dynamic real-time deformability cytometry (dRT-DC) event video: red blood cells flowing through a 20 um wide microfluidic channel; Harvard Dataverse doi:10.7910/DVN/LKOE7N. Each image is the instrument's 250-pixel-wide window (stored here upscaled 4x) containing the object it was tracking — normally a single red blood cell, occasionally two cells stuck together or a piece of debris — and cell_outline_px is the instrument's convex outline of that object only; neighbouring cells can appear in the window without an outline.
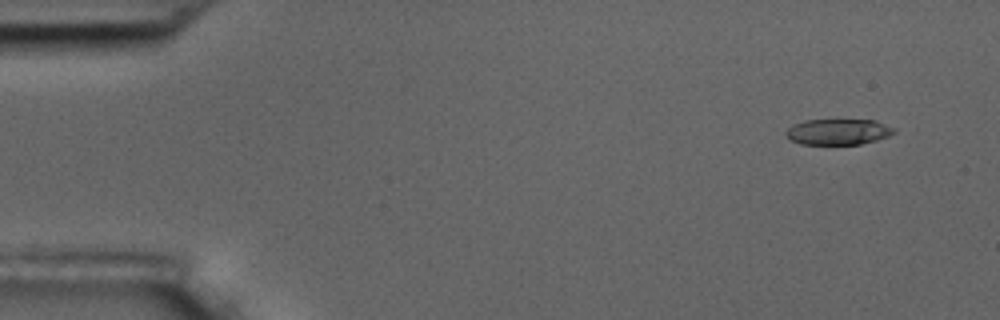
{"species": "common noctule bat (a hibernating species)", "species_latin": "Nyctalus noctula", "temperature_condition": "room temperature", "stored_images_in_passage": 8, "camera_frame_rate_fps": 3000, "um_per_image_px": 0.085, "animal": {"sex": "male", "body_mass_g": 17.5, "forearm_length_mm": 52.3}, "frame": {"image": 1, "passage_image": 1, "time_ms": 0.0, "image_size_px": [1000, 320], "cell_outline_px": [[896, 132], [888, 136], [876, 140], [860, 144], [800, 144], [788, 140], [784, 132], [792, 124], [804, 120], [836, 116], [876, 120], [896, 128]], "centroid_in_image_um": [71.22, 11.13], "position_along_channel_um": 13.8, "area_um2": 17.51}}
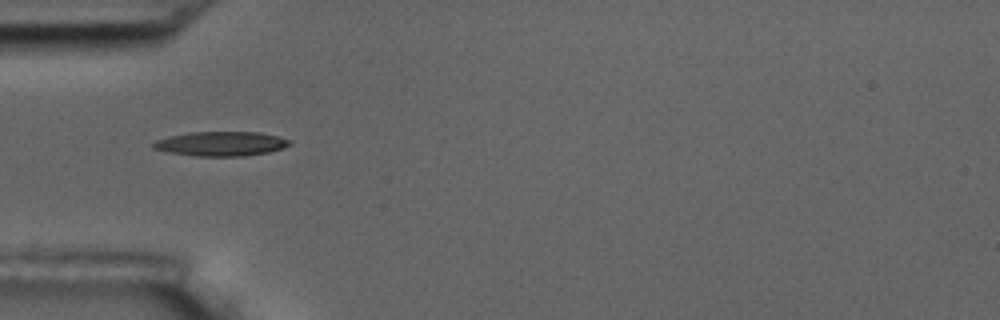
{"frame": {"image": 2, "passage_image": 5, "time_ms": 4.667, "image_size_px": [1000, 320], "cell_outline_px": [[292, 144], [284, 148], [268, 152], [244, 156], [192, 156], [168, 152], [152, 148], [152, 144], [156, 140], [168, 136], [188, 132], [260, 132], [292, 140]], "centroid_in_image_um": [18.78, 12.22], "position_along_channel_um": 66.2, "area_um2": 19.59}}
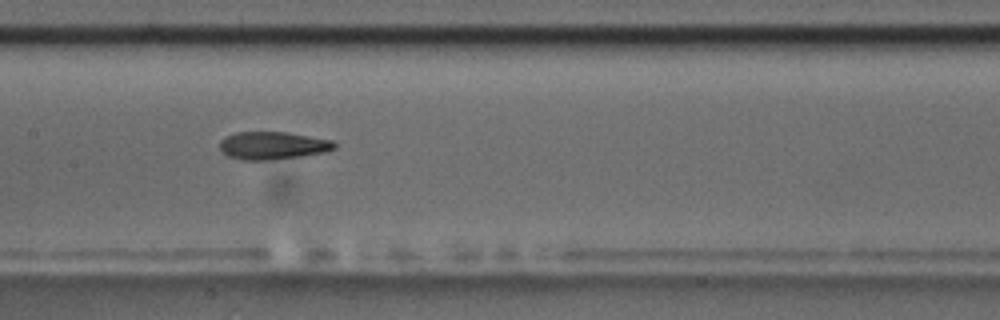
{"frame": {"image": 3, "passage_image": 8, "time_ms": 8.0, "image_size_px": [1000, 320], "cell_outline_px": [[336, 148], [324, 152], [304, 156], [268, 160], [244, 160], [228, 156], [220, 152], [220, 140], [224, 136], [236, 132], [288, 132], [332, 140], [336, 144]], "centroid_in_image_um": [23.16, 12.37], "position_along_channel_um": 184.2, "area_um2": 18.73}}